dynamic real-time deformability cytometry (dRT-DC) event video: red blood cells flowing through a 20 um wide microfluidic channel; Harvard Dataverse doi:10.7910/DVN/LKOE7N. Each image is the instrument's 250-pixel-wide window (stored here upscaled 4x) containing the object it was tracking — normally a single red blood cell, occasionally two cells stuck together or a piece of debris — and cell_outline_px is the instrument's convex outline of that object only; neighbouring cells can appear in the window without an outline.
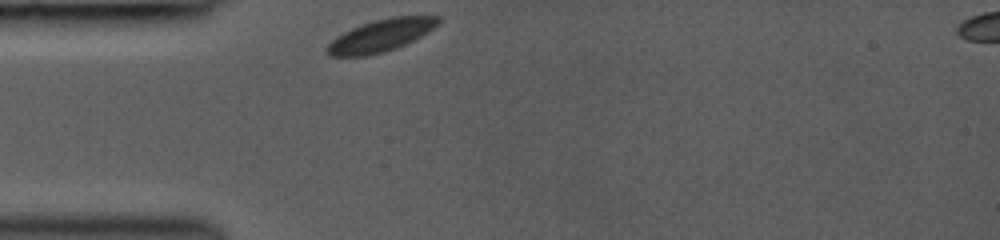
{"species": "common noctule bat (a hibernating species)", "species_latin": "Nyctalus noctula", "temperature_condition": "room temperature", "stored_images_in_passage": 3, "camera_frame_rate_fps": 3000, "um_per_image_px": 0.085, "animal": {"sex": "female", "body_mass_g": 19.0, "forearm_length_mm": 53.3}, "frame": {"image": 1, "passage_image": 1, "time_ms": 0.0, "image_size_px": [1000, 240], "cell_outline_px": [[440, 20], [428, 32], [396, 48], [384, 52], [364, 56], [328, 56], [324, 52], [324, 48], [336, 36], [352, 28], [376, 20], [392, 16], [440, 16]], "centroid_in_image_um": [32.31, 3.03], "position_along_channel_um": 52.7, "area_um2": 20.63}}